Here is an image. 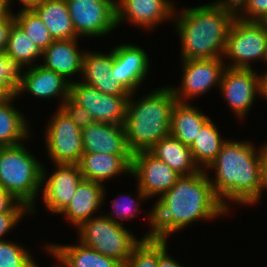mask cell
I'll return each mask as SVG.
<instances>
[{
  "label": "cell",
  "instance_id": "ffe728a7",
  "mask_svg": "<svg viewBox=\"0 0 267 267\" xmlns=\"http://www.w3.org/2000/svg\"><path fill=\"white\" fill-rule=\"evenodd\" d=\"M105 188L102 183L83 180L70 203L59 215L65 217L66 222L73 226V230L77 229L85 221L97 216L95 214L103 212L99 209L105 206L108 193Z\"/></svg>",
  "mask_w": 267,
  "mask_h": 267
},
{
  "label": "cell",
  "instance_id": "d6a6232c",
  "mask_svg": "<svg viewBox=\"0 0 267 267\" xmlns=\"http://www.w3.org/2000/svg\"><path fill=\"white\" fill-rule=\"evenodd\" d=\"M18 242L10 238L0 240V267H37L30 248Z\"/></svg>",
  "mask_w": 267,
  "mask_h": 267
},
{
  "label": "cell",
  "instance_id": "603a6c76",
  "mask_svg": "<svg viewBox=\"0 0 267 267\" xmlns=\"http://www.w3.org/2000/svg\"><path fill=\"white\" fill-rule=\"evenodd\" d=\"M132 160L133 155L83 153L78 166L84 180L105 184L114 177L131 175Z\"/></svg>",
  "mask_w": 267,
  "mask_h": 267
},
{
  "label": "cell",
  "instance_id": "277c9868",
  "mask_svg": "<svg viewBox=\"0 0 267 267\" xmlns=\"http://www.w3.org/2000/svg\"><path fill=\"white\" fill-rule=\"evenodd\" d=\"M136 95L140 98L135 100ZM141 96L138 91L129 95L124 121L128 147L133 153L149 151L170 135L171 113L177 102L168 84Z\"/></svg>",
  "mask_w": 267,
  "mask_h": 267
},
{
  "label": "cell",
  "instance_id": "9c48e42d",
  "mask_svg": "<svg viewBox=\"0 0 267 267\" xmlns=\"http://www.w3.org/2000/svg\"><path fill=\"white\" fill-rule=\"evenodd\" d=\"M50 115L43 131L50 162L78 164L84 153L81 129L60 108Z\"/></svg>",
  "mask_w": 267,
  "mask_h": 267
},
{
  "label": "cell",
  "instance_id": "9a60e30c",
  "mask_svg": "<svg viewBox=\"0 0 267 267\" xmlns=\"http://www.w3.org/2000/svg\"><path fill=\"white\" fill-rule=\"evenodd\" d=\"M149 198L157 199L167 192L180 177L164 161L157 159L149 151L133 153L130 178Z\"/></svg>",
  "mask_w": 267,
  "mask_h": 267
},
{
  "label": "cell",
  "instance_id": "7c38bea8",
  "mask_svg": "<svg viewBox=\"0 0 267 267\" xmlns=\"http://www.w3.org/2000/svg\"><path fill=\"white\" fill-rule=\"evenodd\" d=\"M54 169L43 164L40 199L47 213L58 215L66 208L84 180L78 164L54 163Z\"/></svg>",
  "mask_w": 267,
  "mask_h": 267
},
{
  "label": "cell",
  "instance_id": "5bb4252c",
  "mask_svg": "<svg viewBox=\"0 0 267 267\" xmlns=\"http://www.w3.org/2000/svg\"><path fill=\"white\" fill-rule=\"evenodd\" d=\"M69 97L89 111L95 122L124 125L129 95L103 94L77 78L70 83Z\"/></svg>",
  "mask_w": 267,
  "mask_h": 267
},
{
  "label": "cell",
  "instance_id": "8fae6325",
  "mask_svg": "<svg viewBox=\"0 0 267 267\" xmlns=\"http://www.w3.org/2000/svg\"><path fill=\"white\" fill-rule=\"evenodd\" d=\"M79 38L107 37L117 30L115 0H66Z\"/></svg>",
  "mask_w": 267,
  "mask_h": 267
},
{
  "label": "cell",
  "instance_id": "d590c367",
  "mask_svg": "<svg viewBox=\"0 0 267 267\" xmlns=\"http://www.w3.org/2000/svg\"><path fill=\"white\" fill-rule=\"evenodd\" d=\"M267 15V0H248L244 10L237 16L244 21L261 22Z\"/></svg>",
  "mask_w": 267,
  "mask_h": 267
},
{
  "label": "cell",
  "instance_id": "ac0fdd59",
  "mask_svg": "<svg viewBox=\"0 0 267 267\" xmlns=\"http://www.w3.org/2000/svg\"><path fill=\"white\" fill-rule=\"evenodd\" d=\"M79 39L82 40L81 38L54 40L43 51L40 64L63 76L70 83L76 81L75 77H79L80 79L83 56L86 48L82 49V47H80Z\"/></svg>",
  "mask_w": 267,
  "mask_h": 267
},
{
  "label": "cell",
  "instance_id": "836d02e7",
  "mask_svg": "<svg viewBox=\"0 0 267 267\" xmlns=\"http://www.w3.org/2000/svg\"><path fill=\"white\" fill-rule=\"evenodd\" d=\"M25 67L17 59L0 52V83L12 94H16L24 76Z\"/></svg>",
  "mask_w": 267,
  "mask_h": 267
},
{
  "label": "cell",
  "instance_id": "52a82bcc",
  "mask_svg": "<svg viewBox=\"0 0 267 267\" xmlns=\"http://www.w3.org/2000/svg\"><path fill=\"white\" fill-rule=\"evenodd\" d=\"M223 60L229 68L252 69L255 62L267 67V27L236 17L228 32Z\"/></svg>",
  "mask_w": 267,
  "mask_h": 267
},
{
  "label": "cell",
  "instance_id": "c3c4849f",
  "mask_svg": "<svg viewBox=\"0 0 267 267\" xmlns=\"http://www.w3.org/2000/svg\"><path fill=\"white\" fill-rule=\"evenodd\" d=\"M40 265H38L37 267H39ZM51 267H59L58 265H56V264H52V266Z\"/></svg>",
  "mask_w": 267,
  "mask_h": 267
},
{
  "label": "cell",
  "instance_id": "4dcf8cb0",
  "mask_svg": "<svg viewBox=\"0 0 267 267\" xmlns=\"http://www.w3.org/2000/svg\"><path fill=\"white\" fill-rule=\"evenodd\" d=\"M169 240L143 238L134 248L124 267H158L159 257L168 249Z\"/></svg>",
  "mask_w": 267,
  "mask_h": 267
},
{
  "label": "cell",
  "instance_id": "3957f363",
  "mask_svg": "<svg viewBox=\"0 0 267 267\" xmlns=\"http://www.w3.org/2000/svg\"><path fill=\"white\" fill-rule=\"evenodd\" d=\"M236 17L206 3L187 8L176 7L171 26L181 47L180 60L223 58L229 29Z\"/></svg>",
  "mask_w": 267,
  "mask_h": 267
},
{
  "label": "cell",
  "instance_id": "7402d4cb",
  "mask_svg": "<svg viewBox=\"0 0 267 267\" xmlns=\"http://www.w3.org/2000/svg\"><path fill=\"white\" fill-rule=\"evenodd\" d=\"M45 254L59 267H124L118 260L105 256L92 248L84 246L79 241L76 244L46 243Z\"/></svg>",
  "mask_w": 267,
  "mask_h": 267
},
{
  "label": "cell",
  "instance_id": "83f0119b",
  "mask_svg": "<svg viewBox=\"0 0 267 267\" xmlns=\"http://www.w3.org/2000/svg\"><path fill=\"white\" fill-rule=\"evenodd\" d=\"M136 186V191L137 193L132 194L131 192L128 194H122V192H120L121 194L118 195V197L110 200L111 201V205L110 207V214L109 213H104V215H106L109 219H111L113 222L117 223V224H121L125 221V223L128 221L130 223V221H132V219L135 218V216H137L138 214H140L142 211L147 213L145 214L146 216H144V220L146 219L147 221V225L148 227V231H146V233H143V238H152V229H153V207H150L151 209L147 211H144L143 209H140V204H142V202H144L145 200L149 201V198L141 191V189L137 186V184L135 183ZM123 195V196H122ZM134 197H133V196Z\"/></svg>",
  "mask_w": 267,
  "mask_h": 267
},
{
  "label": "cell",
  "instance_id": "484cf974",
  "mask_svg": "<svg viewBox=\"0 0 267 267\" xmlns=\"http://www.w3.org/2000/svg\"><path fill=\"white\" fill-rule=\"evenodd\" d=\"M149 152L164 161L180 176L192 175L201 169L195 163L189 146L184 145L172 135L157 142Z\"/></svg>",
  "mask_w": 267,
  "mask_h": 267
},
{
  "label": "cell",
  "instance_id": "f1b7e54d",
  "mask_svg": "<svg viewBox=\"0 0 267 267\" xmlns=\"http://www.w3.org/2000/svg\"><path fill=\"white\" fill-rule=\"evenodd\" d=\"M210 118L200 129L193 144L189 147L195 163L205 170L221 150L228 138L223 137L220 129Z\"/></svg>",
  "mask_w": 267,
  "mask_h": 267
},
{
  "label": "cell",
  "instance_id": "b9f144b4",
  "mask_svg": "<svg viewBox=\"0 0 267 267\" xmlns=\"http://www.w3.org/2000/svg\"><path fill=\"white\" fill-rule=\"evenodd\" d=\"M259 156L261 160L262 182L267 183V140L259 146Z\"/></svg>",
  "mask_w": 267,
  "mask_h": 267
},
{
  "label": "cell",
  "instance_id": "6da1fadb",
  "mask_svg": "<svg viewBox=\"0 0 267 267\" xmlns=\"http://www.w3.org/2000/svg\"><path fill=\"white\" fill-rule=\"evenodd\" d=\"M153 206L152 237L168 240L181 229L228 216L230 212L216 197L205 170L180 176ZM195 223V224H194Z\"/></svg>",
  "mask_w": 267,
  "mask_h": 267
},
{
  "label": "cell",
  "instance_id": "ee69618b",
  "mask_svg": "<svg viewBox=\"0 0 267 267\" xmlns=\"http://www.w3.org/2000/svg\"><path fill=\"white\" fill-rule=\"evenodd\" d=\"M14 9H11L10 0H0V21L8 18Z\"/></svg>",
  "mask_w": 267,
  "mask_h": 267
},
{
  "label": "cell",
  "instance_id": "60d3db41",
  "mask_svg": "<svg viewBox=\"0 0 267 267\" xmlns=\"http://www.w3.org/2000/svg\"><path fill=\"white\" fill-rule=\"evenodd\" d=\"M169 249H167L160 257L158 267H184V264L179 262L176 258L169 254ZM171 255V256H170Z\"/></svg>",
  "mask_w": 267,
  "mask_h": 267
},
{
  "label": "cell",
  "instance_id": "f35d334b",
  "mask_svg": "<svg viewBox=\"0 0 267 267\" xmlns=\"http://www.w3.org/2000/svg\"><path fill=\"white\" fill-rule=\"evenodd\" d=\"M248 0H213L209 2L220 9L226 10L237 17L246 7Z\"/></svg>",
  "mask_w": 267,
  "mask_h": 267
},
{
  "label": "cell",
  "instance_id": "4316f807",
  "mask_svg": "<svg viewBox=\"0 0 267 267\" xmlns=\"http://www.w3.org/2000/svg\"><path fill=\"white\" fill-rule=\"evenodd\" d=\"M32 10L45 23L53 40L79 38L74 30L66 0H44Z\"/></svg>",
  "mask_w": 267,
  "mask_h": 267
},
{
  "label": "cell",
  "instance_id": "f546056e",
  "mask_svg": "<svg viewBox=\"0 0 267 267\" xmlns=\"http://www.w3.org/2000/svg\"><path fill=\"white\" fill-rule=\"evenodd\" d=\"M5 53L17 59L25 68L38 65L43 56L40 47L16 23L11 28Z\"/></svg>",
  "mask_w": 267,
  "mask_h": 267
},
{
  "label": "cell",
  "instance_id": "681fc988",
  "mask_svg": "<svg viewBox=\"0 0 267 267\" xmlns=\"http://www.w3.org/2000/svg\"><path fill=\"white\" fill-rule=\"evenodd\" d=\"M263 72H264L265 76L267 77V68H266V71L264 70Z\"/></svg>",
  "mask_w": 267,
  "mask_h": 267
},
{
  "label": "cell",
  "instance_id": "30bf717a",
  "mask_svg": "<svg viewBox=\"0 0 267 267\" xmlns=\"http://www.w3.org/2000/svg\"><path fill=\"white\" fill-rule=\"evenodd\" d=\"M180 86L170 87L177 102L191 103L207 94L212 88L219 91L221 78L226 68L223 58L180 60Z\"/></svg>",
  "mask_w": 267,
  "mask_h": 267
},
{
  "label": "cell",
  "instance_id": "8d00e7d4",
  "mask_svg": "<svg viewBox=\"0 0 267 267\" xmlns=\"http://www.w3.org/2000/svg\"><path fill=\"white\" fill-rule=\"evenodd\" d=\"M31 215V212H2L0 213V240H5V236L10 234V231L20 225L21 220L24 219V216Z\"/></svg>",
  "mask_w": 267,
  "mask_h": 267
},
{
  "label": "cell",
  "instance_id": "d6986e66",
  "mask_svg": "<svg viewBox=\"0 0 267 267\" xmlns=\"http://www.w3.org/2000/svg\"><path fill=\"white\" fill-rule=\"evenodd\" d=\"M104 53L86 49L83 56L81 77L78 80L96 88L103 94L130 95L114 77H111L113 50L110 48L109 52Z\"/></svg>",
  "mask_w": 267,
  "mask_h": 267
},
{
  "label": "cell",
  "instance_id": "4fadbf2b",
  "mask_svg": "<svg viewBox=\"0 0 267 267\" xmlns=\"http://www.w3.org/2000/svg\"><path fill=\"white\" fill-rule=\"evenodd\" d=\"M117 28L123 22L152 32L155 28L173 22L176 10L173 0H115ZM170 21V22H169Z\"/></svg>",
  "mask_w": 267,
  "mask_h": 267
},
{
  "label": "cell",
  "instance_id": "7bdbcfd3",
  "mask_svg": "<svg viewBox=\"0 0 267 267\" xmlns=\"http://www.w3.org/2000/svg\"><path fill=\"white\" fill-rule=\"evenodd\" d=\"M15 0H10V6L13 9V5H11ZM44 0H17L18 2V6L19 4L21 8H19V10H32L34 7L38 6L39 4H41Z\"/></svg>",
  "mask_w": 267,
  "mask_h": 267
},
{
  "label": "cell",
  "instance_id": "2e32d148",
  "mask_svg": "<svg viewBox=\"0 0 267 267\" xmlns=\"http://www.w3.org/2000/svg\"><path fill=\"white\" fill-rule=\"evenodd\" d=\"M142 48L129 42L117 44L112 48L111 77H114L130 94L139 92L141 85L147 81L148 74L151 75L149 54Z\"/></svg>",
  "mask_w": 267,
  "mask_h": 267
},
{
  "label": "cell",
  "instance_id": "5b68a950",
  "mask_svg": "<svg viewBox=\"0 0 267 267\" xmlns=\"http://www.w3.org/2000/svg\"><path fill=\"white\" fill-rule=\"evenodd\" d=\"M24 143L0 147V187L23 203L31 215H38L36 201L41 197L43 162Z\"/></svg>",
  "mask_w": 267,
  "mask_h": 267
},
{
  "label": "cell",
  "instance_id": "e0dca14e",
  "mask_svg": "<svg viewBox=\"0 0 267 267\" xmlns=\"http://www.w3.org/2000/svg\"><path fill=\"white\" fill-rule=\"evenodd\" d=\"M70 82L63 76L56 72L43 67L40 63L38 65L27 67L24 72L23 79L19 88L16 91V97L21 95L35 99L50 100L53 98L58 100L57 107L59 108L64 101L69 97Z\"/></svg>",
  "mask_w": 267,
  "mask_h": 267
},
{
  "label": "cell",
  "instance_id": "ab89813d",
  "mask_svg": "<svg viewBox=\"0 0 267 267\" xmlns=\"http://www.w3.org/2000/svg\"><path fill=\"white\" fill-rule=\"evenodd\" d=\"M14 24V12L8 18L0 21V52H5L8 43V37Z\"/></svg>",
  "mask_w": 267,
  "mask_h": 267
},
{
  "label": "cell",
  "instance_id": "7dc6e473",
  "mask_svg": "<svg viewBox=\"0 0 267 267\" xmlns=\"http://www.w3.org/2000/svg\"><path fill=\"white\" fill-rule=\"evenodd\" d=\"M261 22L267 27V15Z\"/></svg>",
  "mask_w": 267,
  "mask_h": 267
},
{
  "label": "cell",
  "instance_id": "ba28073f",
  "mask_svg": "<svg viewBox=\"0 0 267 267\" xmlns=\"http://www.w3.org/2000/svg\"><path fill=\"white\" fill-rule=\"evenodd\" d=\"M223 101L227 103L232 115L237 120L246 121L254 100L267 95V77L264 72L257 69L229 68L226 67L219 87ZM243 120V121H242Z\"/></svg>",
  "mask_w": 267,
  "mask_h": 267
},
{
  "label": "cell",
  "instance_id": "cb8c5ba5",
  "mask_svg": "<svg viewBox=\"0 0 267 267\" xmlns=\"http://www.w3.org/2000/svg\"><path fill=\"white\" fill-rule=\"evenodd\" d=\"M16 99L14 94L0 100V147L17 146L34 137L28 116L13 104Z\"/></svg>",
  "mask_w": 267,
  "mask_h": 267
},
{
  "label": "cell",
  "instance_id": "7a4b0ae2",
  "mask_svg": "<svg viewBox=\"0 0 267 267\" xmlns=\"http://www.w3.org/2000/svg\"><path fill=\"white\" fill-rule=\"evenodd\" d=\"M205 172L216 197L230 215L234 205L249 207L262 202L259 144L229 137Z\"/></svg>",
  "mask_w": 267,
  "mask_h": 267
},
{
  "label": "cell",
  "instance_id": "d4e9b609",
  "mask_svg": "<svg viewBox=\"0 0 267 267\" xmlns=\"http://www.w3.org/2000/svg\"><path fill=\"white\" fill-rule=\"evenodd\" d=\"M210 118L192 103L176 102L171 113L170 135L190 147Z\"/></svg>",
  "mask_w": 267,
  "mask_h": 267
},
{
  "label": "cell",
  "instance_id": "74e56055",
  "mask_svg": "<svg viewBox=\"0 0 267 267\" xmlns=\"http://www.w3.org/2000/svg\"><path fill=\"white\" fill-rule=\"evenodd\" d=\"M2 212H31L11 193L0 187V213Z\"/></svg>",
  "mask_w": 267,
  "mask_h": 267
},
{
  "label": "cell",
  "instance_id": "8992f818",
  "mask_svg": "<svg viewBox=\"0 0 267 267\" xmlns=\"http://www.w3.org/2000/svg\"><path fill=\"white\" fill-rule=\"evenodd\" d=\"M127 228L125 224H117L99 213L75 229V236L84 246L125 265L134 248L143 240Z\"/></svg>",
  "mask_w": 267,
  "mask_h": 267
},
{
  "label": "cell",
  "instance_id": "e575fe53",
  "mask_svg": "<svg viewBox=\"0 0 267 267\" xmlns=\"http://www.w3.org/2000/svg\"><path fill=\"white\" fill-rule=\"evenodd\" d=\"M81 130L93 124L91 113L68 97L59 107Z\"/></svg>",
  "mask_w": 267,
  "mask_h": 267
},
{
  "label": "cell",
  "instance_id": "44dd1931",
  "mask_svg": "<svg viewBox=\"0 0 267 267\" xmlns=\"http://www.w3.org/2000/svg\"><path fill=\"white\" fill-rule=\"evenodd\" d=\"M81 133L84 153L133 155L122 124L94 122Z\"/></svg>",
  "mask_w": 267,
  "mask_h": 267
},
{
  "label": "cell",
  "instance_id": "bcb514c9",
  "mask_svg": "<svg viewBox=\"0 0 267 267\" xmlns=\"http://www.w3.org/2000/svg\"><path fill=\"white\" fill-rule=\"evenodd\" d=\"M267 192V183H263V191L262 193H266Z\"/></svg>",
  "mask_w": 267,
  "mask_h": 267
},
{
  "label": "cell",
  "instance_id": "1f68e13d",
  "mask_svg": "<svg viewBox=\"0 0 267 267\" xmlns=\"http://www.w3.org/2000/svg\"><path fill=\"white\" fill-rule=\"evenodd\" d=\"M15 23L44 51L54 40L45 23L33 10L14 12Z\"/></svg>",
  "mask_w": 267,
  "mask_h": 267
},
{
  "label": "cell",
  "instance_id": "f6af8a7d",
  "mask_svg": "<svg viewBox=\"0 0 267 267\" xmlns=\"http://www.w3.org/2000/svg\"><path fill=\"white\" fill-rule=\"evenodd\" d=\"M11 95L12 94L0 83V100Z\"/></svg>",
  "mask_w": 267,
  "mask_h": 267
}]
</instances>
